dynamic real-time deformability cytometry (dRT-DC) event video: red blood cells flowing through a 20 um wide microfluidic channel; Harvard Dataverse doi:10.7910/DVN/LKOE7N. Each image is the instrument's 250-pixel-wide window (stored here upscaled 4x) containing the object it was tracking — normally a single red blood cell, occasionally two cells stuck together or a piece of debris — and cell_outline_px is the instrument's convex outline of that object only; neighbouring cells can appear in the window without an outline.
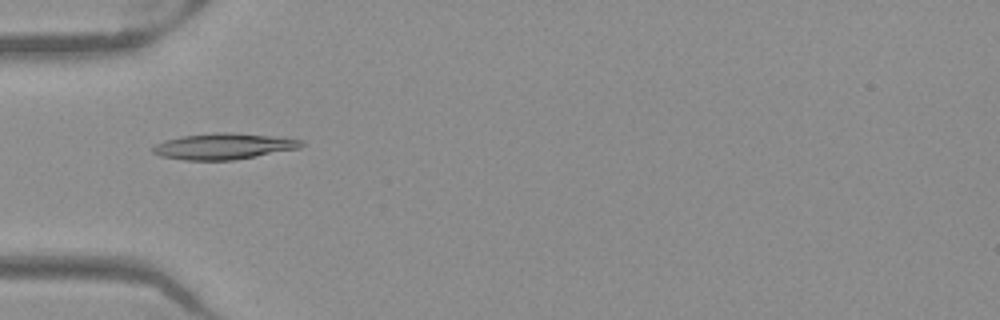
{"species": "Egyptian fruit bat (a non-hibernating species)", "species_latin": "Rousettus aegyptiacus", "temperature_condition": "warm", "stored_images_in_passage": 41, "camera_frame_rate_fps": 3000, "um_per_image_px": 0.085, "frame": {"image": 1, "passage_image": 6, "time_ms": 1.667, "image_size_px": [1000, 320], "cell_outline_px": [[304, 144], [300, 148], [256, 156], [232, 160], [184, 160], [160, 156], [152, 152], [152, 148], [156, 144], [164, 140], [184, 136], [212, 132], [228, 132], [272, 136], [304, 140]], "centroid_in_image_um": [19.0, 12.43], "position_along_channel_um": 66.0, "area_um2": 22.48}}
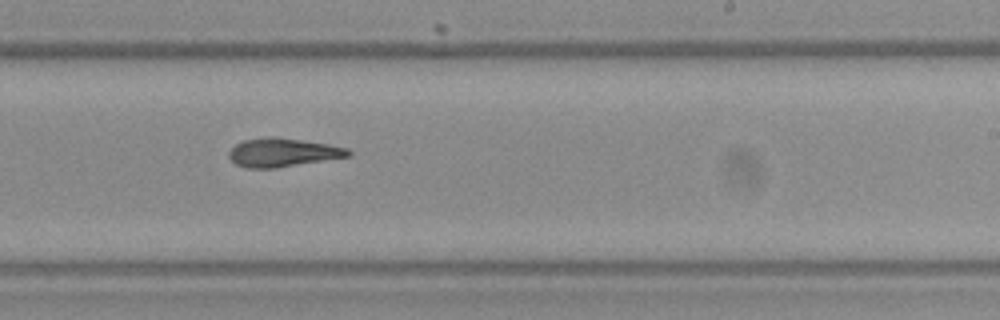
{"frame": {"image": 2, "passage_image": 21, "time_ms": 6.667, "image_size_px": [1000, 320], "cell_outline_px": [[352, 156], [276, 168], [248, 168], [236, 164], [228, 156], [228, 152], [236, 144], [244, 140], [272, 136], [276, 136], [328, 144], [348, 148], [352, 152]], "centroid_in_image_um": [24.06, 12.96], "position_along_channel_um": 264.9, "area_um2": 19.94}}
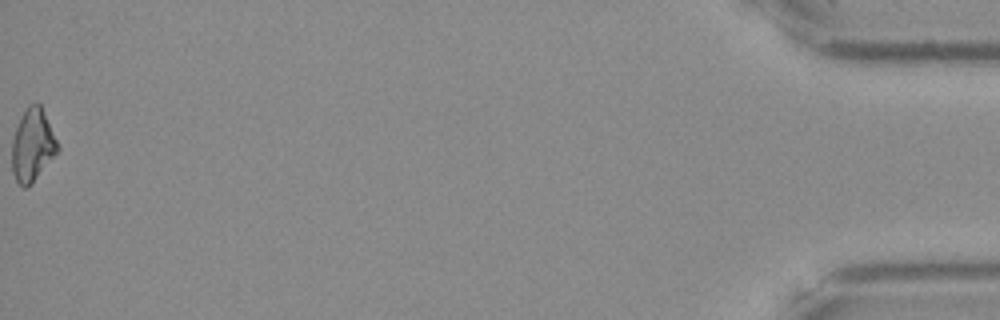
{"frame": {"image": 3, "passage_image": 41, "time_ms": 13.333, "image_size_px": [1000, 320], "cell_outline_px": [[60, 148], [36, 176], [24, 188], [16, 180], [12, 172], [12, 140], [16, 128], [28, 104], [40, 104]], "centroid_in_image_um": [2.74, 12.31], "position_along_channel_um": 432.5, "area_um2": 18.44}, "authors_computed_cell_mechanics": {"area_um2": 19.5942, "velocity_mm_per_s": 3.9838, "shape_relaxation_time_tau1_ms": null, "shape_relaxation_time_tau2_ms": 5.0079, "deformation_change_tau1": null, "deformation_change_tau2": 0.1314}}